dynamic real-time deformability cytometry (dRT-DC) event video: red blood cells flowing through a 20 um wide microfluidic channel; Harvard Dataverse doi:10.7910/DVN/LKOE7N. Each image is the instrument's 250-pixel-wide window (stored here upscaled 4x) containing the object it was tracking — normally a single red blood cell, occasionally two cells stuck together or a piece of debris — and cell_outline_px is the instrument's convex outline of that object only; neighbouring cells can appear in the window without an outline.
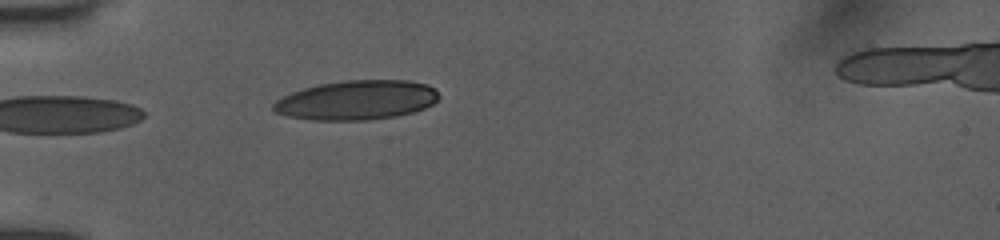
{"species": "human", "species_latin": "Homo sapiens", "temperature_condition": "room temperature", "stored_images_in_passage": 5, "camera_frame_rate_fps": 3000, "um_per_image_px": 0.085, "donor": {"sex": "female"}, "frame": {"image": 1, "passage_image": 5, "time_ms": 4.667, "image_size_px": [1000, 240], "cell_outline_px": [[440, 96], [432, 104], [424, 108], [412, 112], [396, 116], [368, 120], [312, 120], [288, 116], [276, 112], [272, 108], [272, 104], [276, 100], [292, 92], [304, 88], [320, 84], [344, 80], [408, 80], [428, 84], [436, 88]], "centroid_in_image_um": [30.34, 8.5], "position_along_channel_um": 54.7, "area_um2": 38.09}}